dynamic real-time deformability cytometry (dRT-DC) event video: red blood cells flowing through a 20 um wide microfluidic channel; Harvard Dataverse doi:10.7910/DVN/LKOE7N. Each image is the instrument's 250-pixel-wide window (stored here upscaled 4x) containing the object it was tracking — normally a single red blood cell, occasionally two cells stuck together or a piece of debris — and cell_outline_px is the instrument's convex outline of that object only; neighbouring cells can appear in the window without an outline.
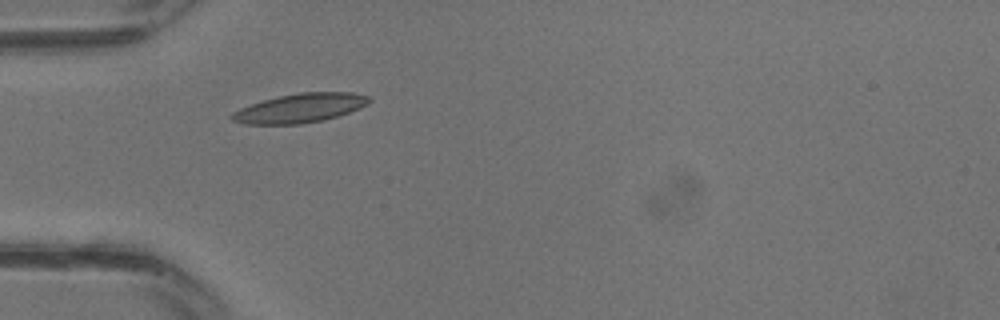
{"species": "common noctule bat (a hibernating species)", "species_latin": "Nyctalus noctula", "temperature_condition": "warm", "stored_images_in_passage": 3, "camera_frame_rate_fps": 3000, "um_per_image_px": 0.085, "animal": {"sex": "male", "body_mass_g": 13.3}, "frame": {"image": 1, "passage_image": 1, "time_ms": 0.0, "image_size_px": [1000, 320], "cell_outline_px": [[372, 100], [368, 104], [360, 108], [324, 120], [300, 124], [244, 124], [232, 120], [228, 116], [232, 112], [240, 108], [264, 100], [280, 96], [300, 92], [352, 92], [368, 96]], "centroid_in_image_um": [25.5, 9.19], "position_along_channel_um": 59.5, "area_um2": 23.18}}
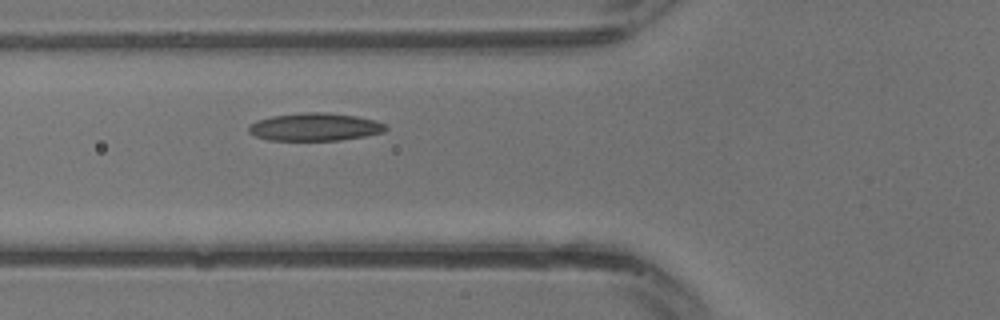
{"frame": {"image": 2, "passage_image": 3, "time_ms": 0.667, "image_size_px": [1000, 320], "cell_outline_px": [[388, 128], [384, 132], [364, 136], [340, 140], [268, 140], [256, 136], [248, 132], [248, 124], [256, 120], [272, 116], [308, 112], [324, 112], [356, 116], [376, 120], [388, 124]], "centroid_in_image_um": [26.78, 10.79], "position_along_channel_um": 99.0, "area_um2": 22.31}}